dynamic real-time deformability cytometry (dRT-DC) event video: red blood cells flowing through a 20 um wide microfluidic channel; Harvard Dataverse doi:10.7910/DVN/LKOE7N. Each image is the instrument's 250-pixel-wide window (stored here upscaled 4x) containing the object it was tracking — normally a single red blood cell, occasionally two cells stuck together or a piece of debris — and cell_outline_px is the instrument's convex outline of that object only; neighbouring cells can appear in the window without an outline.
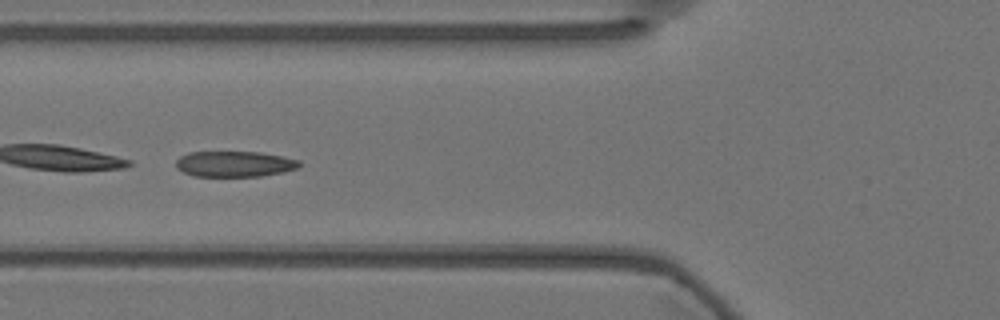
{"species": "Egyptian fruit bat (a non-hibernating species)", "species_latin": "Rousettus aegyptiacus", "temperature_condition": "warm", "stored_images_in_passage": 55, "camera_frame_rate_fps": 3000, "um_per_image_px": 0.085, "animal": {"sex": "female"}, "frame": {"image": 1, "passage_image": 21, "time_ms": 6.667, "image_size_px": [1000, 320], "cell_outline_px": [[300, 168], [284, 172], [260, 176], [192, 176], [176, 168], [176, 160], [180, 156], [188, 152], [260, 152], [300, 160]], "centroid_in_image_um": [19.93, 13.94], "position_along_channel_um": 105.9, "area_um2": 18.55}}
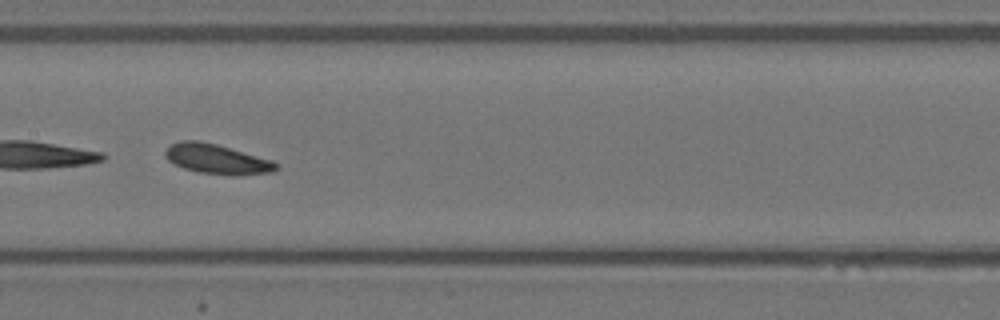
{"frame": {"image": 2, "passage_image": 28, "time_ms": 9.0, "image_size_px": [1000, 320], "cell_outline_px": [[280, 168], [272, 172], [236, 176], [200, 172], [184, 168], [168, 160], [164, 156], [164, 152], [172, 144], [180, 140], [200, 140], [216, 144], [272, 160], [280, 164]], "centroid_in_image_um": [18.47, 13.52], "position_along_channel_um": 188.9, "area_um2": 19.25}}
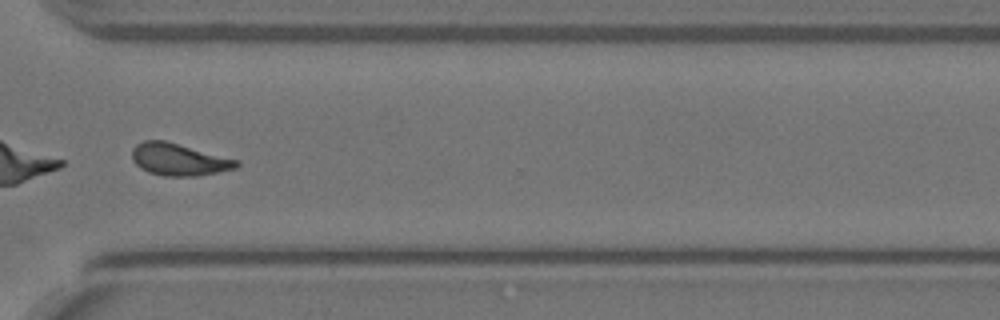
{"frame": {"image": 3, "passage_image": 42, "time_ms": 13.667, "image_size_px": [1000, 320], "cell_outline_px": [[240, 164], [236, 168], [196, 176], [164, 176], [148, 172], [140, 168], [132, 160], [132, 148], [136, 144], [144, 140], [164, 140], [240, 160]], "centroid_in_image_um": [15.19, 13.55], "position_along_channel_um": 355.4, "area_um2": 19.59}, "authors_computed_cell_mechanics": {"area_um2": 19.8832, "velocity_mm_per_s": 3.5697, "shape_relaxation_time_tau1_ms": 5.9709, "shape_relaxation_time_tau2_ms": 1.8509, "deformation_change_tau1": 0.1627, "deformation_change_tau2": 0.0842}}